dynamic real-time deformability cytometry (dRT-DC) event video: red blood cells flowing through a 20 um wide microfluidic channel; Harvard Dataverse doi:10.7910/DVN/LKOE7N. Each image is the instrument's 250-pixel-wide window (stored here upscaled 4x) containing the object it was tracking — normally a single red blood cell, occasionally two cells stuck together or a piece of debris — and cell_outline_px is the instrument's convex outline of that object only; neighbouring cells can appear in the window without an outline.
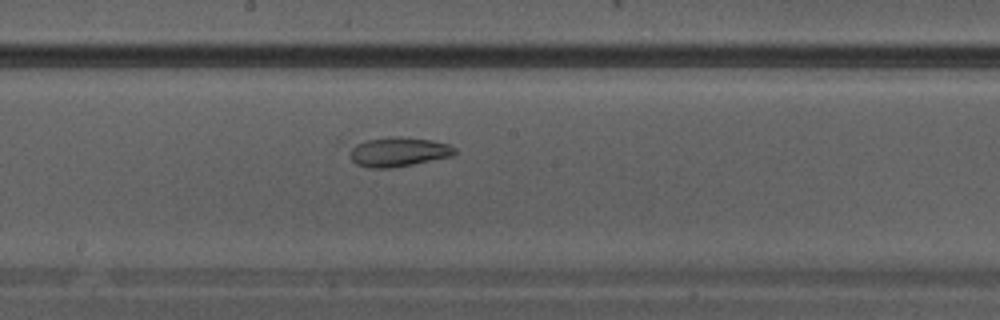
{"species": "Egyptian fruit bat (a non-hibernating species)", "species_latin": "Rousettus aegyptiacus", "temperature_condition": "warm", "stored_images_in_passage": 9, "camera_frame_rate_fps": 3000, "um_per_image_px": 0.085, "animal": {"sex": "male"}, "frame": {"image": 1, "passage_image": 7, "time_ms": 2.0, "image_size_px": [1000, 320], "cell_outline_px": [[456, 152], [452, 156], [392, 168], [368, 168], [356, 164], [352, 160], [348, 144], [388, 136], [396, 136], [432, 140], [448, 144], [456, 148]], "centroid_in_image_um": [33.81, 12.9], "position_along_channel_um": 214.4, "area_um2": 18.21}}
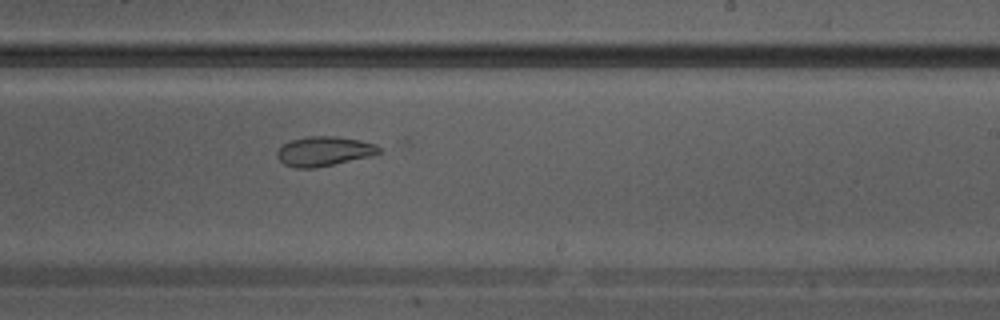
{"frame": {"image": 2, "passage_image": 9, "time_ms": 2.667, "image_size_px": [1000, 320], "cell_outline_px": [[380, 152], [376, 156], [316, 168], [296, 168], [284, 164], [276, 156], [276, 152], [284, 144], [292, 140], [308, 136], [336, 136], [360, 140], [376, 144], [380, 148]], "centroid_in_image_um": [27.59, 12.87], "position_along_channel_um": 261.4, "area_um2": 17.8}}